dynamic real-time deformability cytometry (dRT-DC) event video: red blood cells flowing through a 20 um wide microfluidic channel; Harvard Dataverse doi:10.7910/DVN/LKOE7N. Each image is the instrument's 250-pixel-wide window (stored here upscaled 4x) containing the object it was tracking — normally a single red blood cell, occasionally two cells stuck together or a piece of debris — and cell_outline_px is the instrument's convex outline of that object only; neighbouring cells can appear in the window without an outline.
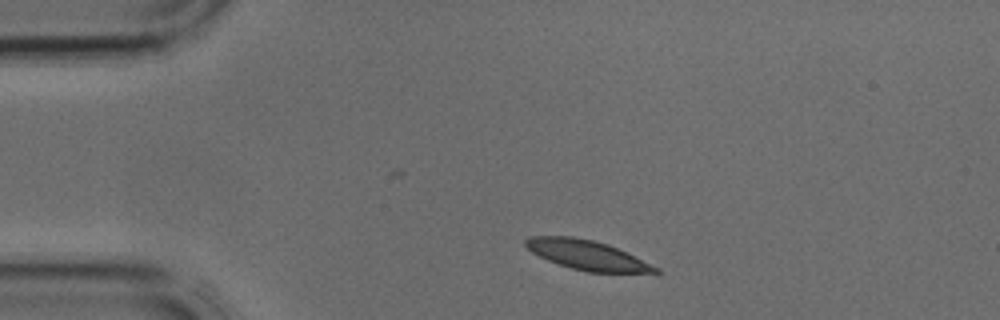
{"species": "common noctule bat (a hibernating species)", "species_latin": "Nyctalus noctula", "temperature_condition": "cold", "stored_images_in_passage": 1, "camera_frame_rate_fps": 3000, "um_per_image_px": 0.085, "animal": {"sex": "male", "body_mass_g": 17.9, "forearm_length_mm": 54.2}, "frame": {"image": 1, "passage_image": 1, "time_ms": 0.0, "image_size_px": [1000, 320], "cell_outline_px": [[660, 272], [588, 272], [572, 268], [548, 260], [532, 252], [524, 244], [524, 240], [528, 236], [572, 236], [592, 240], [608, 244], [660, 268]], "centroid_in_image_um": [49.86, 21.66], "position_along_channel_um": 35.1, "area_um2": 21.96}}